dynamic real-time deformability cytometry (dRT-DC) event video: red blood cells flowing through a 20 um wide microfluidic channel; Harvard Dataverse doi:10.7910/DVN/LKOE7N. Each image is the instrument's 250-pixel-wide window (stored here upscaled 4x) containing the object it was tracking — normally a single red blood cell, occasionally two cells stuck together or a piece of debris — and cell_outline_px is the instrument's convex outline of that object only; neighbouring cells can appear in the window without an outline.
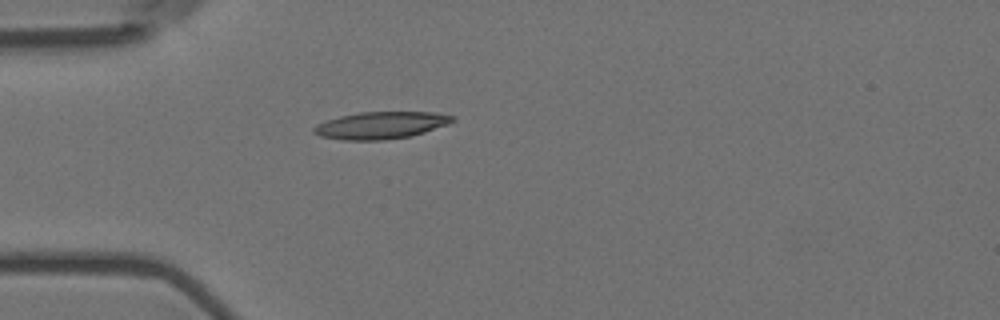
{"species": "Egyptian fruit bat (a non-hibernating species)", "species_latin": "Rousettus aegyptiacus", "temperature_condition": "room temperature", "stored_images_in_passage": 4, "camera_frame_rate_fps": 3000, "um_per_image_px": 0.085, "animal": {"sex": "female"}, "frame": {"image": 1, "passage_image": 4, "time_ms": 1.0, "image_size_px": [1000, 320], "cell_outline_px": [[456, 120], [448, 124], [412, 136], [384, 140], [344, 140], [320, 136], [312, 132], [312, 128], [316, 124], [340, 116], [360, 112], [432, 112], [456, 116]], "centroid_in_image_um": [32.38, 10.65], "position_along_channel_um": 52.6, "area_um2": 21.96}}